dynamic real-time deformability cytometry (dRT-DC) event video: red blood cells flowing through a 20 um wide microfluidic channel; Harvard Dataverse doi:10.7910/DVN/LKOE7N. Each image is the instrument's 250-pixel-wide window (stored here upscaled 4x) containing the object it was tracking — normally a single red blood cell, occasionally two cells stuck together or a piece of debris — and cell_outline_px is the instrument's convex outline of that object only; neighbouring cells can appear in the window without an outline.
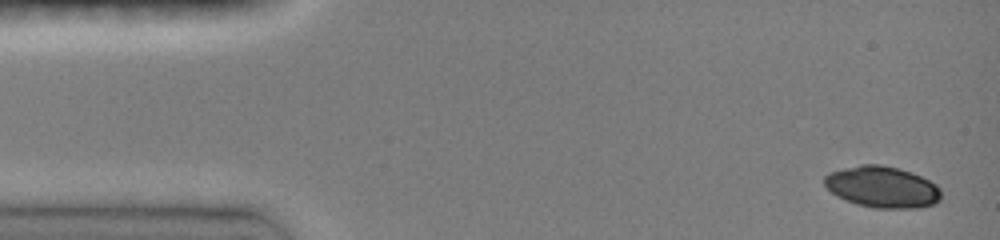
{"species": "common noctule bat (a hibernating species)", "species_latin": "Nyctalus noctula", "temperature_condition": "room temperature", "stored_images_in_passage": 4, "camera_frame_rate_fps": 3000, "um_per_image_px": 0.085, "animal": {"sex": "female", "body_mass_g": 19.0, "forearm_length_mm": 51.5}, "frame": {"image": 1, "passage_image": 1, "time_ms": 0.0, "image_size_px": [1000, 240], "cell_outline_px": [[940, 200], [932, 204], [920, 208], [872, 208], [856, 204], [832, 192], [824, 184], [824, 176], [828, 172], [860, 164], [880, 164], [912, 172], [936, 184], [940, 188]], "centroid_in_image_um": [74.99, 15.89], "position_along_channel_um": 10.0, "area_um2": 28.03}}